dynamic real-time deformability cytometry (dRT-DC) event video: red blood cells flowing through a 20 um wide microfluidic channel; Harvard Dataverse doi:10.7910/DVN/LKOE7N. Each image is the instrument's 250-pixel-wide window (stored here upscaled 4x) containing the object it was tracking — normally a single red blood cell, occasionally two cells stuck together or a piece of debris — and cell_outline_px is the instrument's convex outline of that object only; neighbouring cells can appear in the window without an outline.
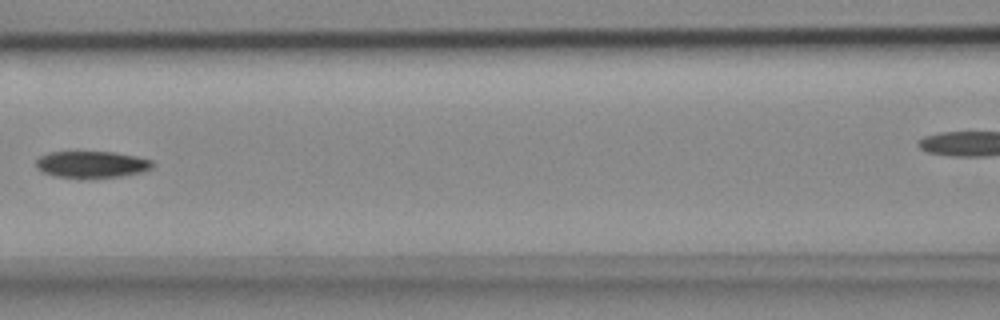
{"species": "common noctule bat (a hibernating species)", "species_latin": "Nyctalus noctula", "temperature_condition": "cold", "stored_images_in_passage": 7, "segment_of_instrument_passage": [1, 2], "camera_frame_rate_fps": 3000, "um_per_image_px": 0.085, "animal": {"sex": "female", "body_mass_g": 18.4}, "frame": {"image": 1, "passage_image": 5, "time_ms": 1.333, "image_size_px": [1000, 320], "cell_outline_px": [[156, 164], [152, 168], [140, 172], [120, 176], [88, 180], [84, 180], [56, 176], [40, 172], [36, 168], [36, 160], [40, 156], [52, 152], [112, 152], [136, 156], [152, 160]], "centroid_in_image_um": [7.78, 14.01], "position_along_channel_um": 158.8, "area_um2": 18.61}}
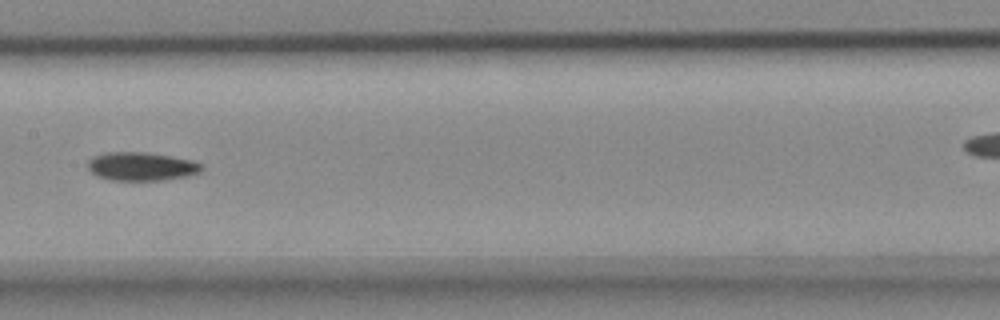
{"frame": {"image": 2, "passage_image": 6, "time_ms": 1.667, "image_size_px": [1000, 320], "cell_outline_px": [[204, 168], [200, 172], [184, 176], [160, 180], [112, 180], [96, 176], [88, 168], [88, 160], [92, 156], [108, 152], [144, 152], [192, 160], [200, 164]], "centroid_in_image_um": [11.97, 14.14], "position_along_channel_um": 195.4, "area_um2": 18.67}}